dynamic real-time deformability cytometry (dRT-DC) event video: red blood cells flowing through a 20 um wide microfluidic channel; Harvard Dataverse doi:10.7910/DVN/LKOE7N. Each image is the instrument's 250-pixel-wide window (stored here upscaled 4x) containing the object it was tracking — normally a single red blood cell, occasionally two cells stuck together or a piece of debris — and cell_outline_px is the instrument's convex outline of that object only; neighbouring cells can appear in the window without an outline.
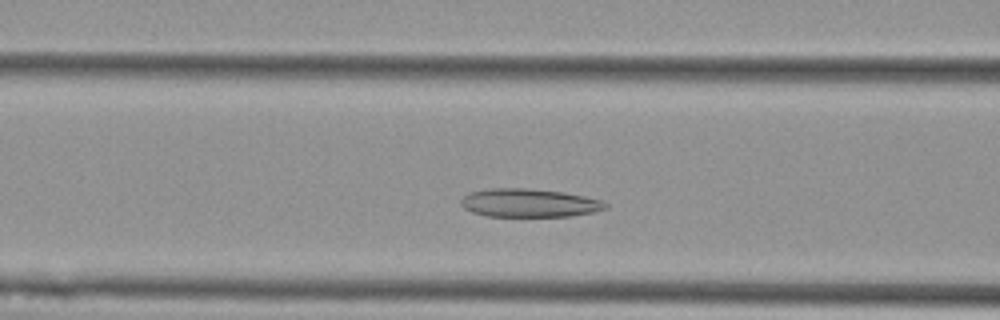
{"species": "Egyptian fruit bat (a non-hibernating species)", "species_latin": "Rousettus aegyptiacus", "temperature_condition": "cold", "stored_images_in_passage": 46, "camera_frame_rate_fps": 3000, "um_per_image_px": 0.085, "animal": {"sex": "female"}, "frame": {"image": 1, "passage_image": 12, "time_ms": 3.667, "image_size_px": [1000, 320], "cell_outline_px": [[608, 208], [592, 212], [572, 216], [484, 216], [472, 212], [464, 208], [460, 204], [460, 200], [468, 192], [488, 188], [528, 188], [564, 192], [584, 196], [600, 200], [608, 204]], "centroid_in_image_um": [44.94, 17.24], "position_along_channel_um": 121.7, "area_um2": 24.04}}
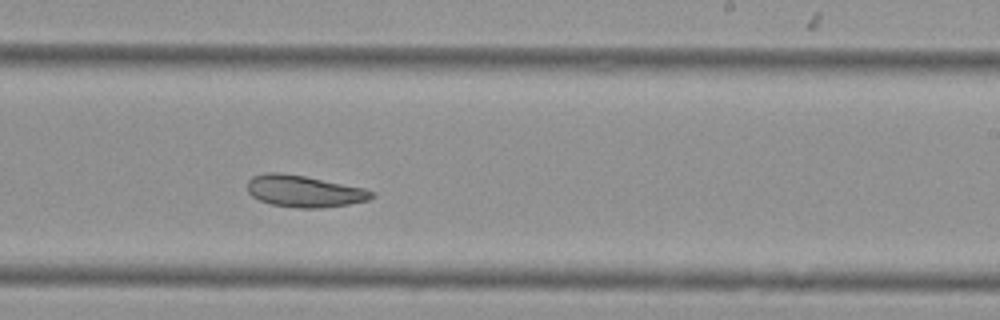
{"frame": {"image": 2, "passage_image": 24, "time_ms": 7.667, "image_size_px": [1000, 320], "cell_outline_px": [[376, 196], [368, 200], [348, 204], [320, 208], [296, 208], [272, 204], [260, 200], [252, 196], [248, 192], [248, 180], [252, 176], [264, 172], [280, 172], [304, 176], [364, 188], [376, 192]], "centroid_in_image_um": [25.86, 16.25], "position_along_channel_um": 263.1, "area_um2": 23.0}}
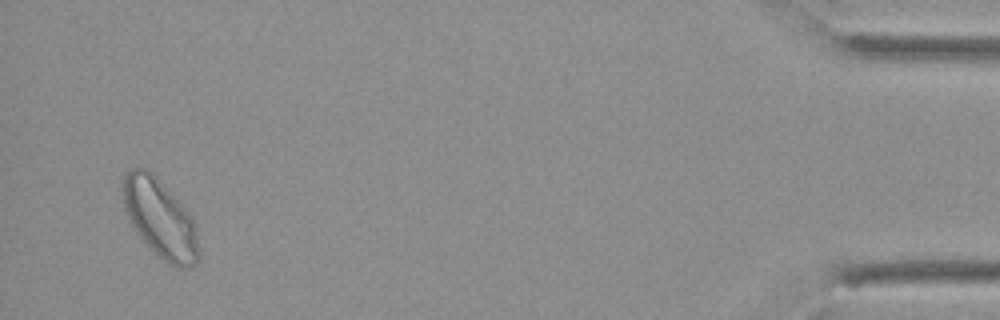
{"frame": {"image": 3, "passage_image": 44, "time_ms": 14.333, "image_size_px": [1000, 320], "cell_outline_px": [[200, 260], [196, 264], [188, 268], [176, 268], [168, 264], [136, 232], [128, 220], [120, 196], [120, 180], [132, 168], [140, 164], [148, 168], [184, 204], [192, 216], [196, 224], [200, 252]], "centroid_in_image_um": [13.6, 18.51], "position_along_channel_um": 421.6, "area_um2": 35.95}, "authors_computed_cell_mechanics": {"area_um2": 25.432, "velocity_mm_per_s": 3.554, "shape_relaxation_time_tau1_ms": 8.7919, "shape_relaxation_time_tau2_ms": 3.5082, "deformation_change_tau1": 0.1508, "deformation_change_tau2": 0.0919}}